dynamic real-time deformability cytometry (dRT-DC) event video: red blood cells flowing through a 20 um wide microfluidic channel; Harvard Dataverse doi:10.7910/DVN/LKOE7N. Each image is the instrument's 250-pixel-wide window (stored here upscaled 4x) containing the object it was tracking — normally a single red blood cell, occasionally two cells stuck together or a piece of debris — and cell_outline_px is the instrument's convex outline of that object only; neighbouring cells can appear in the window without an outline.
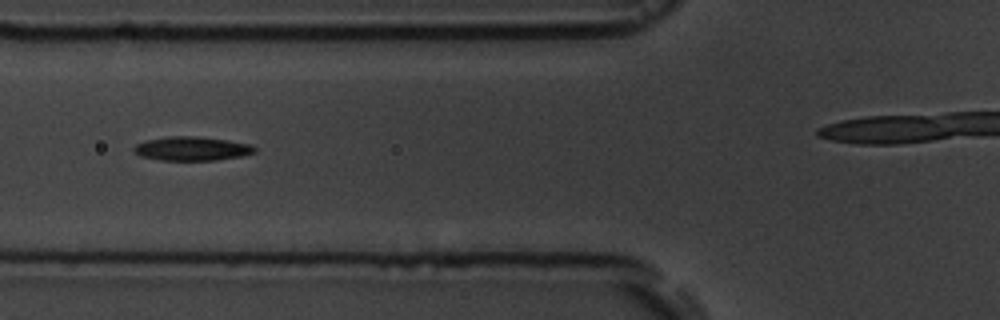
{"species": "common noctule bat (a hibernating species)", "species_latin": "Nyctalus noctula", "temperature_condition": "room temperature", "stored_images_in_passage": 8, "camera_frame_rate_fps": 3000, "um_per_image_px": 0.085, "animal": {"sex": "male", "body_mass_g": 19.5, "forearm_length_mm": 54.6}, "frame": {"image": 1, "passage_image": 3, "time_ms": 2.333, "image_size_px": [1000, 320], "cell_outline_px": [[256, 152], [240, 156], [216, 160], [160, 160], [140, 156], [132, 148], [136, 144], [144, 140], [168, 136], [196, 136], [228, 140], [248, 144], [256, 148]], "centroid_in_image_um": [16.27, 12.63], "position_along_channel_um": 109.5, "area_um2": 16.82}}
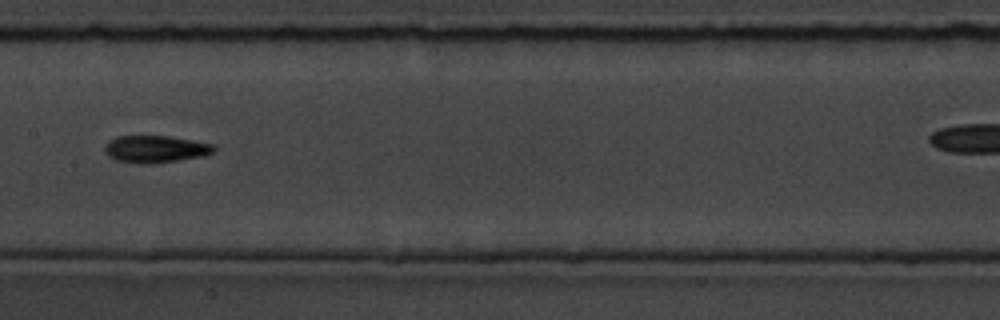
{"frame": {"image": 2, "passage_image": 5, "time_ms": 4.667, "image_size_px": [1000, 320], "cell_outline_px": [[216, 152], [204, 156], [180, 160], [152, 164], [148, 164], [116, 160], [108, 156], [104, 152], [104, 148], [108, 140], [116, 136], [168, 136], [192, 140], [212, 144], [216, 148]], "centroid_in_image_um": [13.22, 12.67], "position_along_channel_um": 194.2, "area_um2": 17.4}}
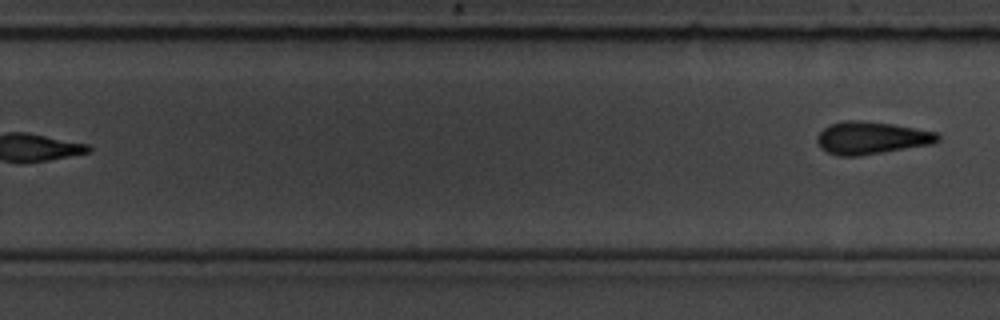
{"frame": {"image": 3, "passage_image": 8, "time_ms": 8.333, "image_size_px": [1000, 320], "cell_outline_px": [[940, 140], [932, 144], [860, 156], [836, 156], [820, 148], [816, 140], [816, 136], [828, 124], [844, 120], [864, 120], [892, 124], [916, 128], [936, 132], [940, 136]], "centroid_in_image_um": [74.04, 11.72], "position_along_channel_um": 255.8, "area_um2": 23.12}}